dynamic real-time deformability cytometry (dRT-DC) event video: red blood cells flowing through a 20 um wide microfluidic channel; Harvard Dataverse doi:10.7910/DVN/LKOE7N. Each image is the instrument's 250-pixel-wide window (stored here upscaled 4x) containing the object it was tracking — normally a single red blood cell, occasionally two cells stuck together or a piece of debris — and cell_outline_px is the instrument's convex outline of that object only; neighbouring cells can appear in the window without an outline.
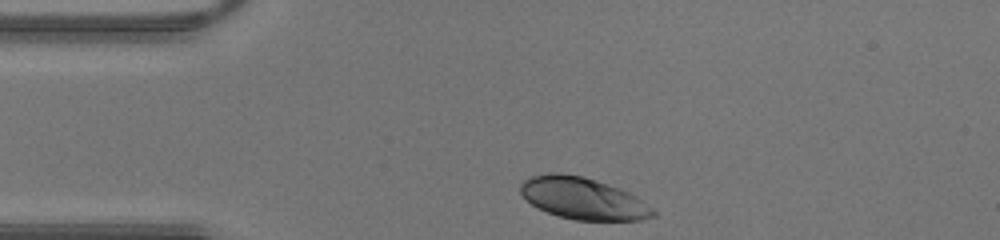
{"species": "human", "species_latin": "Homo sapiens", "temperature_condition": "warm", "stored_images_in_passage": 26, "camera_frame_rate_fps": 3000, "um_per_image_px": 0.085, "donor": {"sex": "male"}, "frame": {"image": 1, "passage_image": 1, "time_ms": 0.0, "image_size_px": [1000, 240], "cell_outline_px": [[656, 216], [640, 220], [576, 220], [560, 216], [548, 212], [532, 204], [520, 192], [520, 184], [528, 176], [548, 172], [560, 172], [580, 176], [608, 184], [620, 188], [636, 196], [652, 208], [656, 212]], "centroid_in_image_um": [49.55, 16.85], "position_along_channel_um": 35.4, "area_um2": 32.14}}
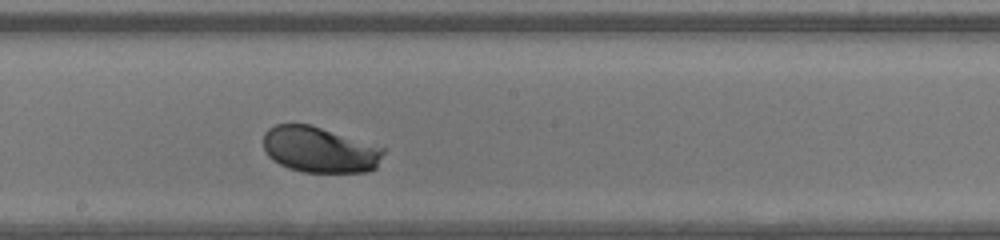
{"frame": {"image": 2, "passage_image": 15, "time_ms": 4.667, "image_size_px": [1000, 240], "cell_outline_px": [[384, 152], [376, 168], [368, 172], [304, 172], [288, 168], [272, 160], [264, 152], [264, 132], [268, 128], [276, 124], [308, 124], [384, 148]], "centroid_in_image_um": [27.12, 12.74], "position_along_channel_um": 221.1, "area_um2": 31.85}}
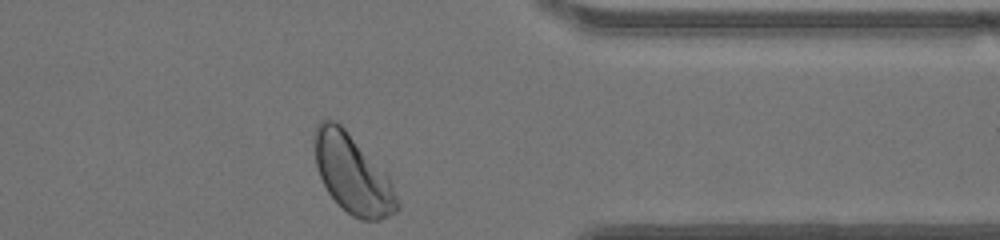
{"frame": {"image": 3, "passage_image": 26, "time_ms": 8.333, "image_size_px": [1000, 240], "cell_outline_px": [[400, 208], [396, 212], [380, 220], [360, 220], [352, 216], [328, 192], [320, 176], [316, 164], [312, 136], [312, 132], [316, 124], [320, 120], [336, 120], [388, 172], [400, 204]], "centroid_in_image_um": [29.98, 14.76], "position_along_channel_um": 381.4, "area_um2": 38.44}}